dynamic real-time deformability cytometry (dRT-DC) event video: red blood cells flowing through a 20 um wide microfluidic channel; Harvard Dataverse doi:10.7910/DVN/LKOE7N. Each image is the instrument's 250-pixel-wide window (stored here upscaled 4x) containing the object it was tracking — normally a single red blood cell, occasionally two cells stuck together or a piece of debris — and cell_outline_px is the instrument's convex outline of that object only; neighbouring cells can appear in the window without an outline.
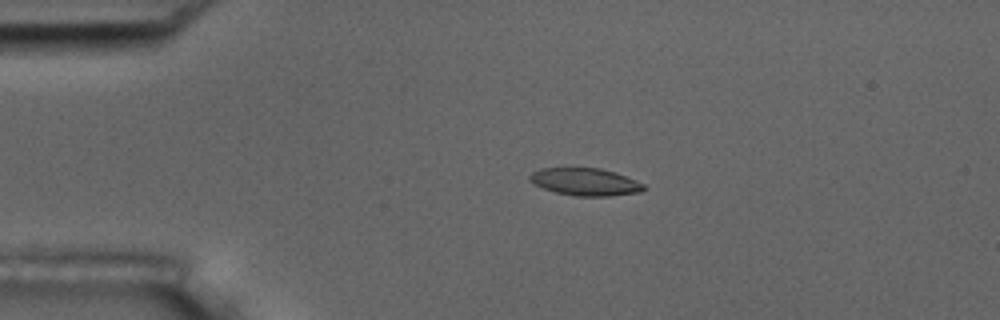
{"species": "common noctule bat (a hibernating species)", "species_latin": "Nyctalus noctula", "temperature_condition": "room temperature", "stored_images_in_passage": 54, "camera_frame_rate_fps": 3000, "um_per_image_px": 0.085, "animal": {"sex": "male", "body_mass_g": 17.5, "forearm_length_mm": 52.3}, "frame": {"image": 1, "passage_image": 10, "time_ms": 3.0, "image_size_px": [1000, 320], "cell_outline_px": [[648, 188], [640, 192], [608, 196], [576, 196], [556, 192], [544, 188], [528, 180], [528, 176], [532, 172], [540, 168], [600, 168], [616, 172], [636, 180], [644, 184]], "centroid_in_image_um": [49.77, 15.45], "position_along_channel_um": 35.2, "area_um2": 18.26}}
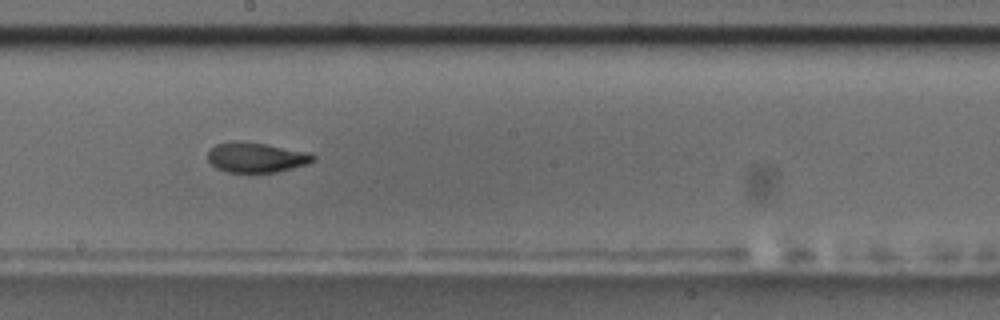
{"frame": {"image": 2, "passage_image": 29, "time_ms": 9.333, "image_size_px": [1000, 320], "cell_outline_px": [[316, 160], [308, 164], [276, 172], [252, 176], [228, 172], [216, 168], [208, 160], [208, 152], [216, 144], [232, 140], [244, 140], [312, 152], [316, 156]], "centroid_in_image_um": [21.8, 13.4], "position_along_channel_um": 226.4, "area_um2": 19.48}}
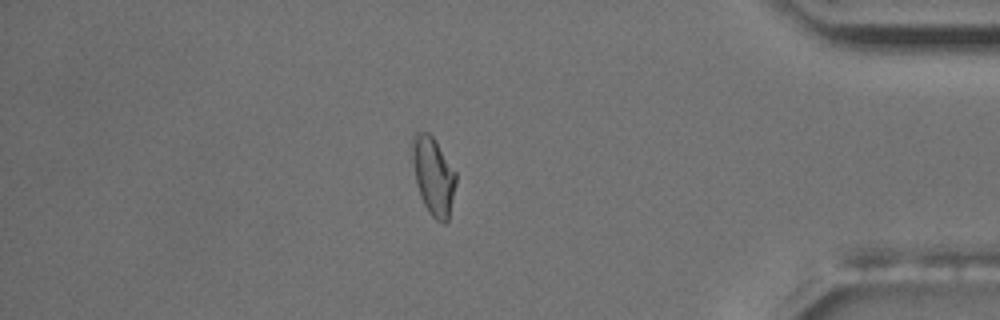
{"frame": {"image": 3, "passage_image": 46, "time_ms": 15.0, "image_size_px": [1000, 320], "cell_outline_px": [[456, 184], [448, 220], [444, 224], [436, 220], [428, 212], [420, 196], [416, 180], [412, 160], [412, 136], [416, 128], [428, 132], [436, 140], [456, 172]], "centroid_in_image_um": [36.82, 14.9], "position_along_channel_um": 398.4, "area_um2": 20.06}, "authors_computed_cell_mechanics": {"area_um2": 18.6116, "velocity_mm_per_s": 3.6335, "shape_relaxation_time_tau1_ms": null, "shape_relaxation_time_tau2_ms": 1.5879, "deformation_change_tau1": null, "deformation_change_tau2": 0.0668}}